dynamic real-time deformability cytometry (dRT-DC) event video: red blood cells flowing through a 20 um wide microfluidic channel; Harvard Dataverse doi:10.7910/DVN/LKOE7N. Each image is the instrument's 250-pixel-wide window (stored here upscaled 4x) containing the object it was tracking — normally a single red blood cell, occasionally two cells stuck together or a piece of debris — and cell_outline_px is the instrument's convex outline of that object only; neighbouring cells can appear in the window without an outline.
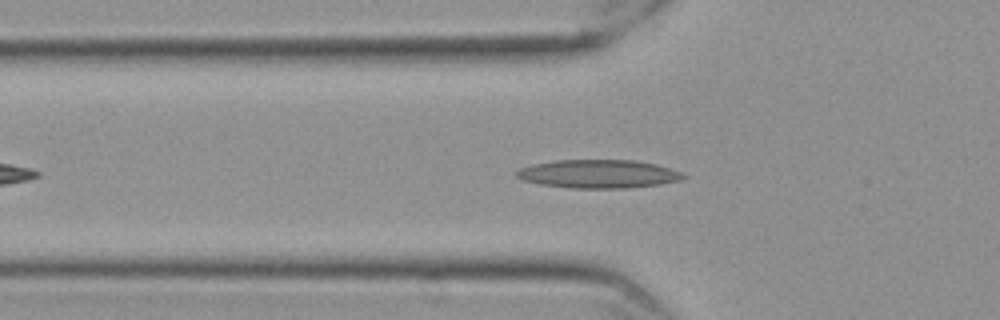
{"species": "Egyptian fruit bat (a non-hibernating species)", "species_latin": "Rousettus aegyptiacus", "temperature_condition": "cold", "stored_images_in_passage": 32, "camera_frame_rate_fps": 3000, "um_per_image_px": 0.085, "frame": {"image": 1, "passage_image": 7, "time_ms": 2.0, "image_size_px": [1000, 320], "cell_outline_px": [[688, 176], [680, 180], [660, 184], [628, 188], [568, 188], [540, 184], [524, 180], [516, 176], [516, 172], [520, 168], [532, 164], [556, 160], [632, 160], [656, 164], [680, 172]], "centroid_in_image_um": [50.85, 14.78], "position_along_channel_um": 74.9, "area_um2": 27.51}}
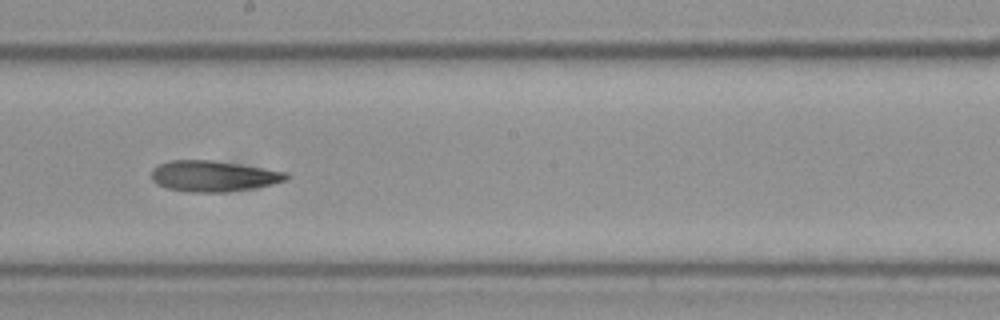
{"frame": {"image": 2, "passage_image": 20, "time_ms": 6.333, "image_size_px": [1000, 320], "cell_outline_px": [[288, 180], [256, 188], [224, 192], [184, 192], [168, 188], [156, 184], [152, 180], [152, 168], [168, 160], [212, 160], [288, 172]], "centroid_in_image_um": [18.13, 14.97], "position_along_channel_um": 230.1, "area_um2": 24.33}}
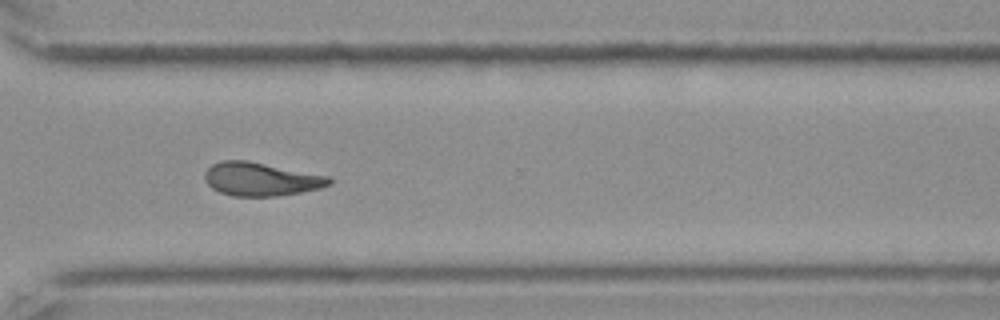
{"frame": {"image": 3, "passage_image": 30, "time_ms": 9.667, "image_size_px": [1000, 320], "cell_outline_px": [[332, 184], [320, 188], [300, 192], [276, 196], [232, 196], [220, 192], [212, 188], [204, 180], [204, 172], [212, 164], [224, 160], [248, 160], [332, 176]], "centroid_in_image_um": [22.2, 15.22], "position_along_channel_um": 348.4, "area_um2": 24.51}, "authors_computed_cell_mechanics": {"area_um2": 24.1026, "velocity_mm_per_s": 3.553, "shape_relaxation_time_tau1_ms": null, "shape_relaxation_time_tau2_ms": 6.1459, "deformation_change_tau1": null, "deformation_change_tau2": 0.1467}}